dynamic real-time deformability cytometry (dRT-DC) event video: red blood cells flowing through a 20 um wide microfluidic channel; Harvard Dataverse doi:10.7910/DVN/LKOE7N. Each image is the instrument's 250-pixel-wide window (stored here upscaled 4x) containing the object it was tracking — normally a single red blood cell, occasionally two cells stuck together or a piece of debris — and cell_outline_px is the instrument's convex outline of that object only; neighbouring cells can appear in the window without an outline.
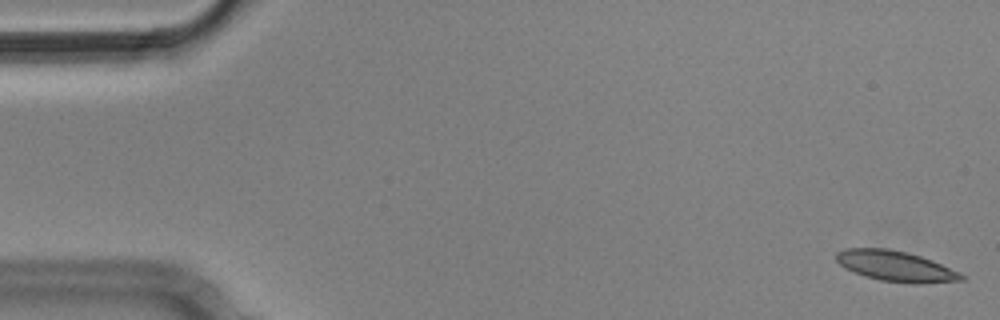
{"species": "Egyptian fruit bat (a non-hibernating species)", "species_latin": "Rousettus aegyptiacus", "temperature_condition": "cold", "stored_images_in_passage": 4, "camera_frame_rate_fps": 3000, "um_per_image_px": 0.085, "animal": {"sex": "male"}, "frame": {"image": 1, "passage_image": 1, "time_ms": 0.0, "image_size_px": [1000, 320], "cell_outline_px": [[968, 276], [964, 280], [920, 284], [912, 284], [880, 280], [864, 276], [840, 264], [836, 260], [836, 252], [844, 248], [888, 248], [908, 252], [932, 260], [960, 272]], "centroid_in_image_um": [76.18, 22.62], "position_along_channel_um": 8.8, "area_um2": 22.37}}